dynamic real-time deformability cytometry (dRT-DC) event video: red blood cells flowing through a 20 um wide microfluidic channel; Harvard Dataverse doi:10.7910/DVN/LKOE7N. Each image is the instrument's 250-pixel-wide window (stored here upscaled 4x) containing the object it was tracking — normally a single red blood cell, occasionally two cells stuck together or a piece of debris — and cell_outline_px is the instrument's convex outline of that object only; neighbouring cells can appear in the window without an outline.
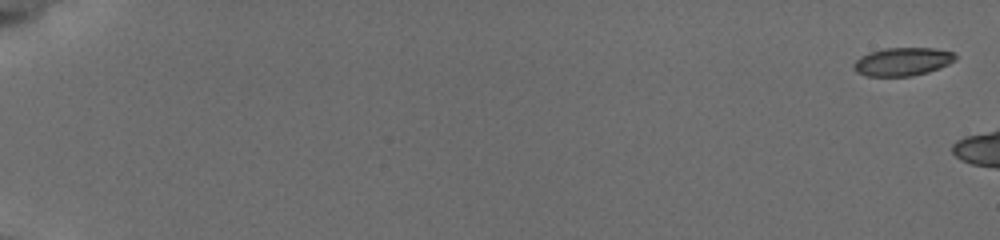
{"species": "common noctule bat (a hibernating species)", "species_latin": "Nyctalus noctula", "temperature_condition": "cold", "stored_images_in_passage": 5, "camera_frame_rate_fps": 3000, "um_per_image_px": 0.085, "animal": {"sex": "female", "body_mass_g": 19.5, "forearm_length_mm": 54.1}, "frame": {"image": 1, "passage_image": 1, "time_ms": 0.0, "image_size_px": [1000, 240], "cell_outline_px": [[956, 60], [940, 68], [928, 72], [912, 76], [868, 76], [856, 72], [852, 68], [852, 64], [860, 56], [868, 52], [884, 48], [932, 48], [956, 52]], "centroid_in_image_um": [76.71, 5.23], "position_along_channel_um": 8.3, "area_um2": 16.94}}